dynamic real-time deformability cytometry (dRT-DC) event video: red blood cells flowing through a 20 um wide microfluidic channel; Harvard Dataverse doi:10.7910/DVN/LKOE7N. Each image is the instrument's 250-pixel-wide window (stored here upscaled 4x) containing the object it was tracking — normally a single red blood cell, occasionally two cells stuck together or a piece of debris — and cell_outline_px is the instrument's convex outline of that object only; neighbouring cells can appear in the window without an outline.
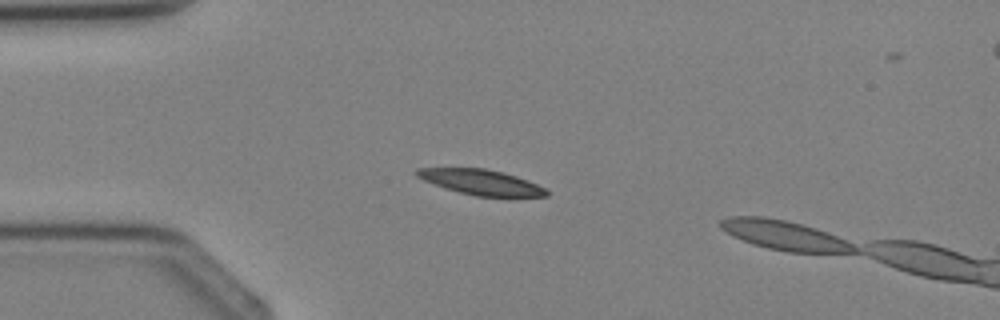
{"species": "Egyptian fruit bat (a non-hibernating species)", "species_latin": "Rousettus aegyptiacus", "temperature_condition": "cold", "stored_images_in_passage": 3, "camera_frame_rate_fps": 3000, "um_per_image_px": 0.085, "animal": {"sex": "female"}, "frame": {"image": 1, "passage_image": 2, "time_ms": 1.333, "image_size_px": [1000, 320], "cell_outline_px": [[548, 196], [476, 196], [444, 188], [424, 180], [416, 176], [412, 172], [416, 168], [484, 168], [504, 172], [528, 180], [548, 188]], "centroid_in_image_um": [40.89, 15.47], "position_along_channel_um": 44.1, "area_um2": 19.13}}